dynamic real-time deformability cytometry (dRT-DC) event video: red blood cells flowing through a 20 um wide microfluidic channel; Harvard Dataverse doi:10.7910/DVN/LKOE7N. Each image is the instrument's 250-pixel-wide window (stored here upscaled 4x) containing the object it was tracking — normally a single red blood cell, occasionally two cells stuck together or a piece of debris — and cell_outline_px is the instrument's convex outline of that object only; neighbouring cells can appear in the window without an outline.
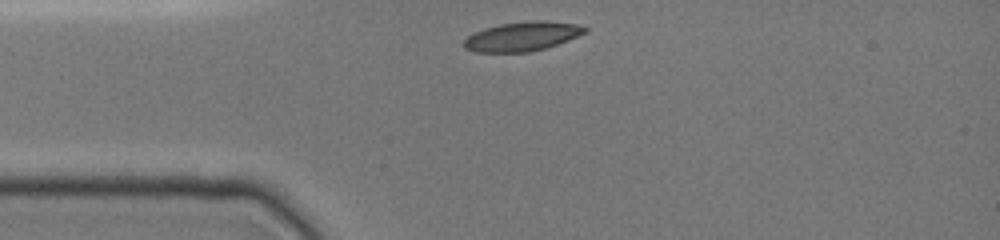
{"species": "common noctule bat (a hibernating species)", "species_latin": "Nyctalus noctula", "temperature_condition": "cold", "stored_images_in_passage": 48, "camera_frame_rate_fps": 3000, "um_per_image_px": 0.085, "animal": {"sex": "female", "body_mass_g": 19.0, "forearm_length_mm": 51.5}, "frame": {"image": 1, "passage_image": 1, "time_ms": 0.0, "image_size_px": [1000, 240], "cell_outline_px": [[588, 32], [568, 40], [544, 48], [528, 52], [476, 52], [464, 48], [464, 40], [468, 36], [484, 28], [500, 24], [528, 20], [544, 20], [576, 24], [588, 28]], "centroid_in_image_um": [44.4, 3.08], "position_along_channel_um": 40.6, "area_um2": 20.58}}
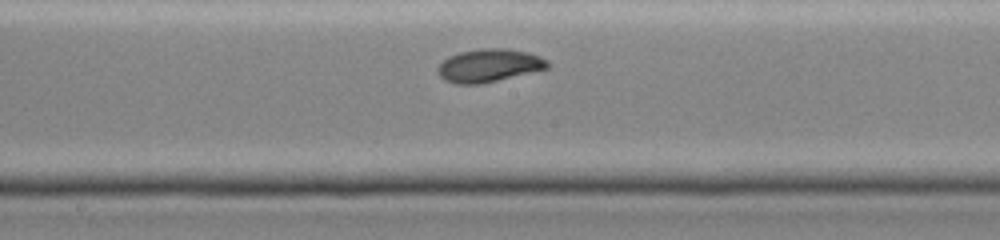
{"frame": {"image": 2, "passage_image": 29, "time_ms": 4.667, "image_size_px": [1000, 240], "cell_outline_px": [[548, 68], [480, 84], [456, 84], [444, 80], [436, 72], [436, 68], [448, 56], [460, 52], [480, 48], [504, 48], [528, 52], [540, 56], [548, 60]], "centroid_in_image_um": [41.53, 5.56], "position_along_channel_um": 206.7, "area_um2": 21.1}}
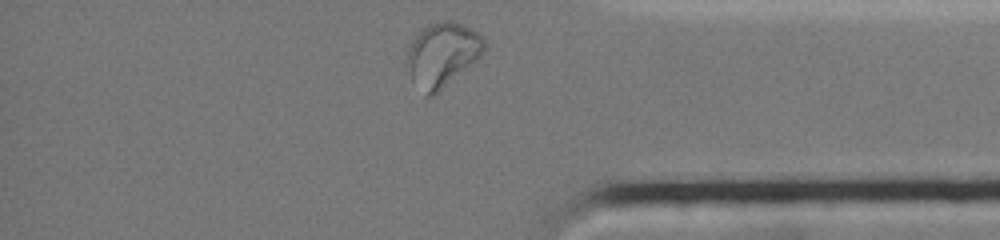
{"frame": {"image": 3, "passage_image": 48, "time_ms": 9.667, "image_size_px": [1000, 240], "cell_outline_px": [[484, 48], [480, 56], [472, 64], [432, 96], [424, 96], [404, 72], [404, 60], [408, 44], [420, 28], [424, 24], [440, 20], [452, 20], [472, 28], [480, 32], [484, 36]], "centroid_in_image_um": [37.5, 4.61], "position_along_channel_um": 397.7, "area_um2": 29.94}, "authors_computed_cell_mechanics": {"area_um2": 20.3456, "velocity_mm_per_s": 3.9069, "shape_relaxation_time_tau1_ms": null, "shape_relaxation_time_tau2_ms": 2.4169, "deformation_change_tau1": null, "deformation_change_tau2": 0.0609}}